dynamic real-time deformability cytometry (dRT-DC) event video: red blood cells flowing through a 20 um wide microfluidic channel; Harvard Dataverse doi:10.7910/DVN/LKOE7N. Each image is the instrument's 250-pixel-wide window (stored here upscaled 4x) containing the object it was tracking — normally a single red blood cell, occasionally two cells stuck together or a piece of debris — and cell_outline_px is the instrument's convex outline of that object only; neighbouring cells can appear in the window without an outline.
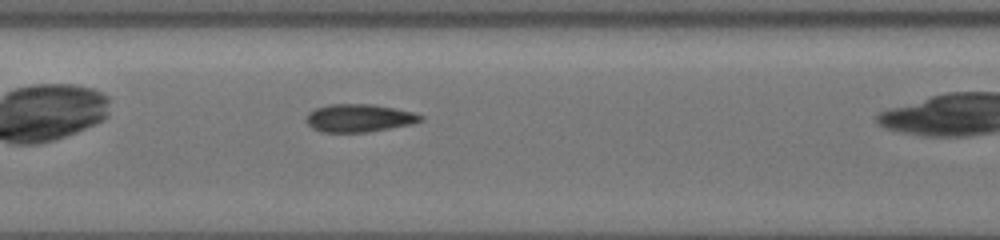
{"species": "common noctule bat (a hibernating species)", "species_latin": "Nyctalus noctula", "temperature_condition": "cold", "stored_images_in_passage": 7, "camera_frame_rate_fps": 3000, "um_per_image_px": 0.085, "animal": {"sex": "female", "body_mass_g": 19.5, "forearm_length_mm": 54.1}, "frame": {"image": 1, "passage_image": 6, "time_ms": 3.333, "image_size_px": [1000, 240], "cell_outline_px": [[424, 120], [412, 124], [364, 132], [324, 132], [312, 128], [304, 120], [308, 112], [316, 108], [328, 104], [372, 104], [396, 108], [412, 112], [424, 116]], "centroid_in_image_um": [30.51, 10.02], "position_along_channel_um": 176.9, "area_um2": 18.61}}